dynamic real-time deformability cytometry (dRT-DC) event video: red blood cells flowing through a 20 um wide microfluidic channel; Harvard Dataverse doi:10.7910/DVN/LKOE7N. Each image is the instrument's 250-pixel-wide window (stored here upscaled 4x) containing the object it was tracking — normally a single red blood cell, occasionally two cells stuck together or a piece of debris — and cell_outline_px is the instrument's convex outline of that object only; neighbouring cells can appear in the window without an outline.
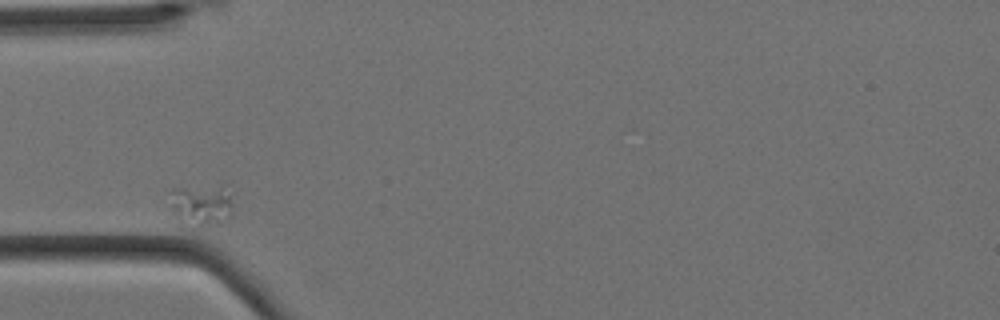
{"species": "Egyptian fruit bat (a non-hibernating species)", "species_latin": "Rousettus aegyptiacus", "temperature_condition": "cold", "stored_images_in_passage": 2, "camera_frame_rate_fps": 3000, "um_per_image_px": 0.085, "animal": {"sex": "female"}, "frame": {"image": 1, "passage_image": 1, "time_ms": 0.0, "image_size_px": [1000, 320], "cell_outline_px": [[232, 212], [228, 216], [204, 224], [180, 224], [172, 208], [172, 188], [220, 188], [228, 196], [232, 204]], "centroid_in_image_um": [17.03, 17.43], "position_along_channel_um": 68.0, "area_um2": 13.58}}